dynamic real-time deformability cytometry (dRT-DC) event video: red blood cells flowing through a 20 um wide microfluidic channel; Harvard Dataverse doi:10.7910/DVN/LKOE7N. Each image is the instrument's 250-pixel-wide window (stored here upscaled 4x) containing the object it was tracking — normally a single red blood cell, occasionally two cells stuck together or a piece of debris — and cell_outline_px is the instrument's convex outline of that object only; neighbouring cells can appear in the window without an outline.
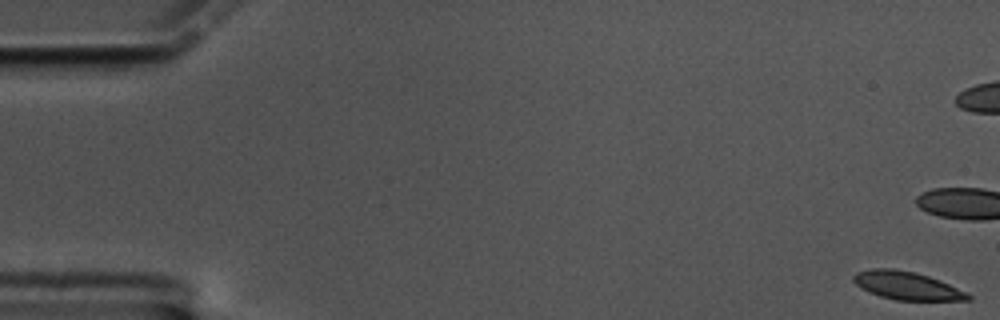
{"species": "common noctule bat (a hibernating species)", "species_latin": "Nyctalus noctula", "temperature_condition": "cold", "stored_images_in_passage": 60, "camera_frame_rate_fps": 3000, "um_per_image_px": 0.085, "animal": {"sex": "male", "body_mass_g": 17.5, "forearm_length_mm": 52.3}, "frame": {"image": 1, "passage_image": 1, "time_ms": 0.0, "image_size_px": [1000, 320], "cell_outline_px": [[972, 300], [896, 300], [880, 296], [868, 292], [860, 288], [852, 280], [852, 276], [856, 272], [872, 268], [892, 268], [912, 272], [928, 276], [940, 280], [972, 296]], "centroid_in_image_um": [77.02, 24.28], "position_along_channel_um": 8.0, "area_um2": 18.61}, "authors_computed_cell_mechanics": {"area_um2": 19.4497, "velocity_mm_per_s": 3.389, "shape_relaxation_time_tau1_ms": 4.2555, "shape_relaxation_time_tau2_ms": 2.1108, "deformation_change_tau1": 0.1247, "deformation_change_tau2": 0.0747}}